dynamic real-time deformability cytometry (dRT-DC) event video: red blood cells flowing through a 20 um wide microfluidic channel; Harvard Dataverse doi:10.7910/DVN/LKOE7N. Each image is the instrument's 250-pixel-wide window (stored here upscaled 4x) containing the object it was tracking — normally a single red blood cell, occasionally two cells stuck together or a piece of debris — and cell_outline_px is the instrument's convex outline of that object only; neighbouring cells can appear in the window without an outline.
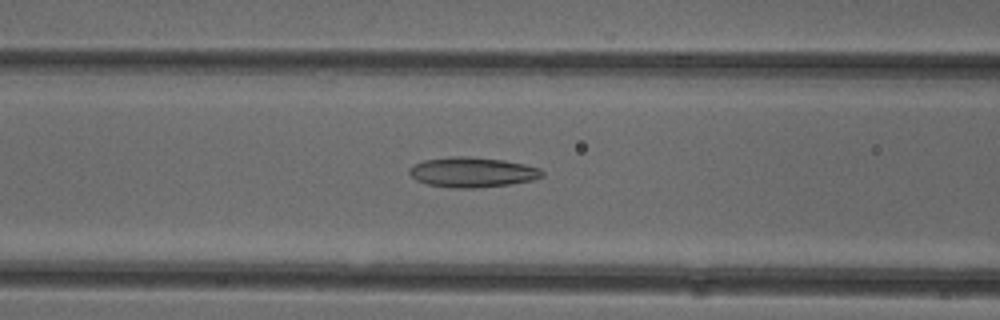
{"species": "common noctule bat (a hibernating species)", "species_latin": "Nyctalus noctula", "temperature_condition": "cold", "stored_images_in_passage": 52, "camera_frame_rate_fps": 3000, "um_per_image_px": 0.085, "animal": {"sex": "female"}, "frame": {"image": 1, "passage_image": 21, "time_ms": 6.667, "image_size_px": [1000, 320], "cell_outline_px": [[544, 176], [532, 180], [508, 184], [476, 188], [452, 188], [428, 184], [416, 180], [408, 172], [408, 168], [424, 160], [452, 156], [468, 156], [504, 160], [524, 164], [540, 168], [544, 172]], "centroid_in_image_um": [40.15, 14.63], "position_along_channel_um": 126.4, "area_um2": 23.24}}
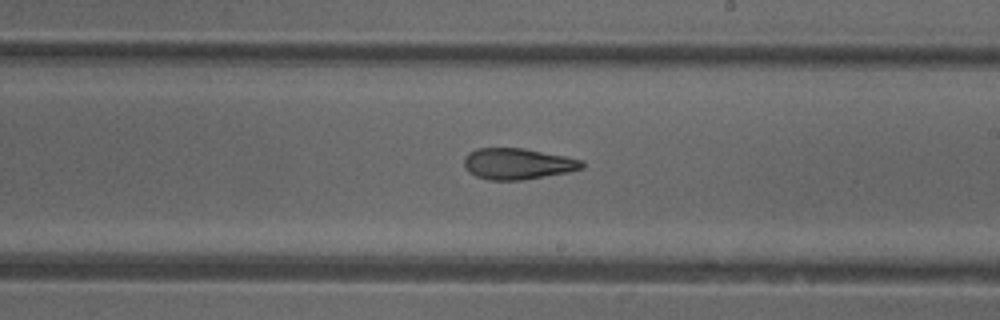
{"frame": {"image": 2, "passage_image": 30, "time_ms": 9.667, "image_size_px": [1000, 320], "cell_outline_px": [[584, 168], [568, 172], [524, 180], [488, 180], [476, 176], [468, 172], [464, 164], [464, 156], [468, 152], [476, 148], [524, 148], [584, 160]], "centroid_in_image_um": [43.99, 13.92], "position_along_channel_um": 245.0, "area_um2": 21.56}}
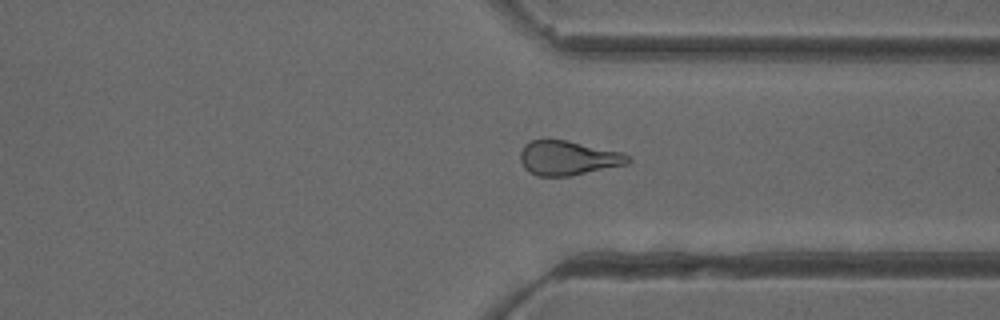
{"frame": {"image": 3, "passage_image": 39, "time_ms": 12.667, "image_size_px": [1000, 320], "cell_outline_px": [[632, 160], [628, 164], [572, 176], [536, 176], [528, 172], [524, 168], [520, 160], [520, 152], [524, 144], [528, 140], [568, 140], [624, 152], [632, 156]], "centroid_in_image_um": [48.31, 13.43], "position_along_channel_um": 363.1, "area_um2": 22.14}, "authors_computed_cell_mechanics": {"area_um2": 22.9466, "velocity_mm_per_s": 3.9486, "shape_relaxation_time_tau1_ms": null, "shape_relaxation_time_tau2_ms": 4.0664, "deformation_change_tau1": null, "deformation_change_tau2": 0.1435}}